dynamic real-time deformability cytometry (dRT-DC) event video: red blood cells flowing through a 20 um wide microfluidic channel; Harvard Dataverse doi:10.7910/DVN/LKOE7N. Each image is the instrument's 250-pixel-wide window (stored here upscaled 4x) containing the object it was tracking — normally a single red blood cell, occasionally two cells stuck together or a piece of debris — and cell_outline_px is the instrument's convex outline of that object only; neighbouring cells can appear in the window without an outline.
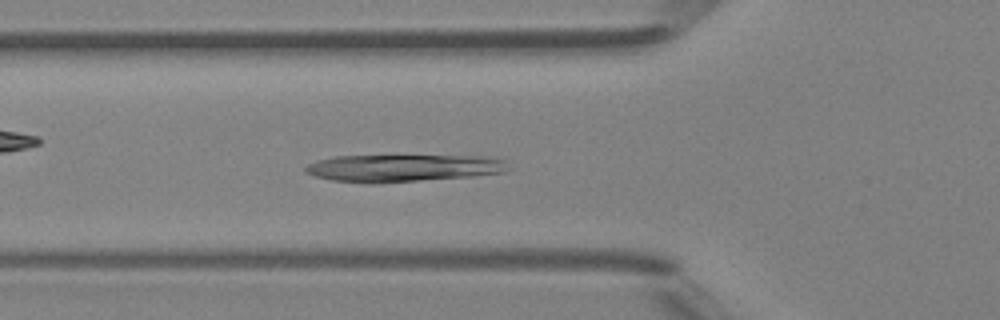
{"species": "Egyptian fruit bat (a non-hibernating species)", "species_latin": "Rousettus aegyptiacus", "temperature_condition": "room temperature", "stored_images_in_passage": 29, "camera_frame_rate_fps": 3000, "um_per_image_px": 0.085, "animal": {"sex": "female"}, "frame": {"image": 1, "passage_image": 13, "time_ms": 4.0, "image_size_px": [1000, 320], "cell_outline_px": [[508, 168], [504, 172], [472, 176], [380, 184], [372, 184], [332, 180], [316, 176], [304, 172], [304, 168], [308, 164], [316, 160], [336, 156], [492, 156], [508, 160]], "centroid_in_image_um": [34.28, 14.29], "position_along_channel_um": 91.5, "area_um2": 32.6}}
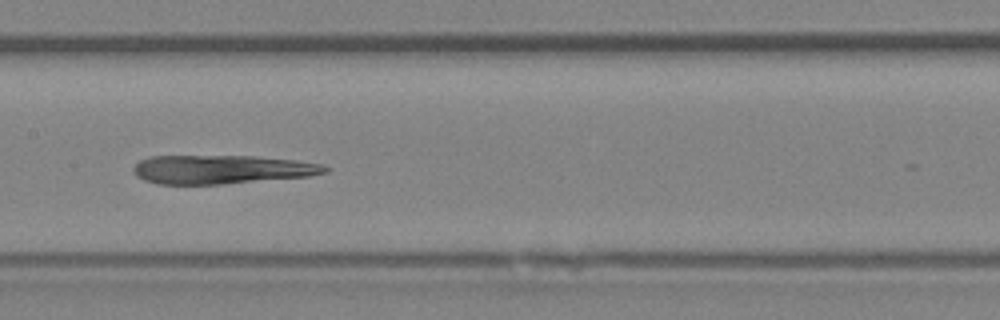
{"frame": {"image": 2, "passage_image": 20, "time_ms": 6.333, "image_size_px": [1000, 320], "cell_outline_px": [[328, 172], [308, 176], [220, 184], [156, 184], [144, 180], [136, 176], [132, 172], [132, 168], [140, 160], [148, 156], [256, 156], [296, 160], [324, 164], [328, 168]], "centroid_in_image_um": [18.81, 14.39], "position_along_channel_um": 188.6, "area_um2": 32.19}}
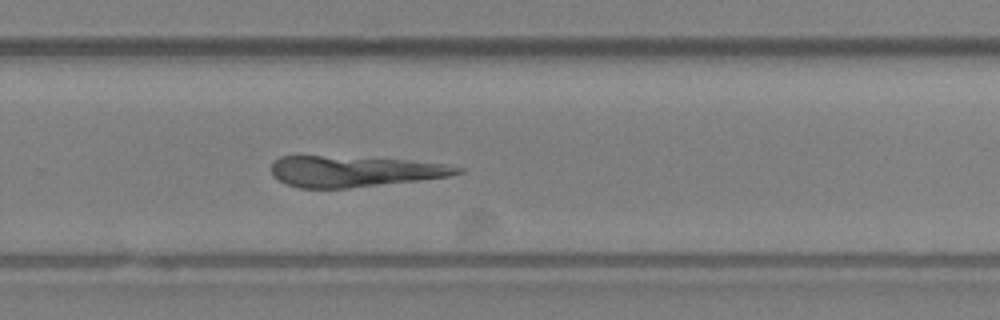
{"frame": {"image": 3, "passage_image": 28, "time_ms": 9.0, "image_size_px": [1000, 320], "cell_outline_px": [[464, 172], [448, 176], [420, 180], [348, 188], [300, 188], [288, 184], [272, 176], [272, 164], [280, 156], [320, 156], [400, 160], [444, 164], [464, 168]], "centroid_in_image_um": [30.09, 14.58], "position_along_channel_um": 299.7, "area_um2": 32.83}}